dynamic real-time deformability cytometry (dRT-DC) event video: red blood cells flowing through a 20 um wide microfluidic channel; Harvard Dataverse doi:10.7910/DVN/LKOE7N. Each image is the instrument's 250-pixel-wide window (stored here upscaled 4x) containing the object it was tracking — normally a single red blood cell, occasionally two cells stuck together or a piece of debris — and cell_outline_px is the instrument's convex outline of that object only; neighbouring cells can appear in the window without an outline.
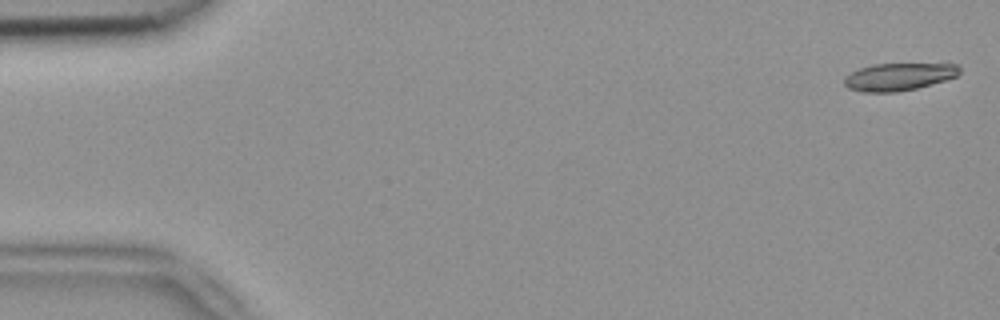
{"species": "common noctule bat (a hibernating species)", "species_latin": "Nyctalus noctula", "temperature_condition": "room temperature", "stored_images_in_passage": 5, "camera_frame_rate_fps": 3000, "um_per_image_px": 0.085, "animal": {"sex": "female", "body_mass_g": 18.4}, "frame": {"image": 1, "passage_image": 1, "time_ms": 0.0, "image_size_px": [1000, 320], "cell_outline_px": [[960, 72], [956, 76], [944, 80], [916, 88], [896, 92], [864, 92], [848, 88], [844, 84], [844, 76], [860, 68], [872, 64], [960, 64]], "centroid_in_image_um": [76.37, 6.52], "position_along_channel_um": 8.6, "area_um2": 18.32}}